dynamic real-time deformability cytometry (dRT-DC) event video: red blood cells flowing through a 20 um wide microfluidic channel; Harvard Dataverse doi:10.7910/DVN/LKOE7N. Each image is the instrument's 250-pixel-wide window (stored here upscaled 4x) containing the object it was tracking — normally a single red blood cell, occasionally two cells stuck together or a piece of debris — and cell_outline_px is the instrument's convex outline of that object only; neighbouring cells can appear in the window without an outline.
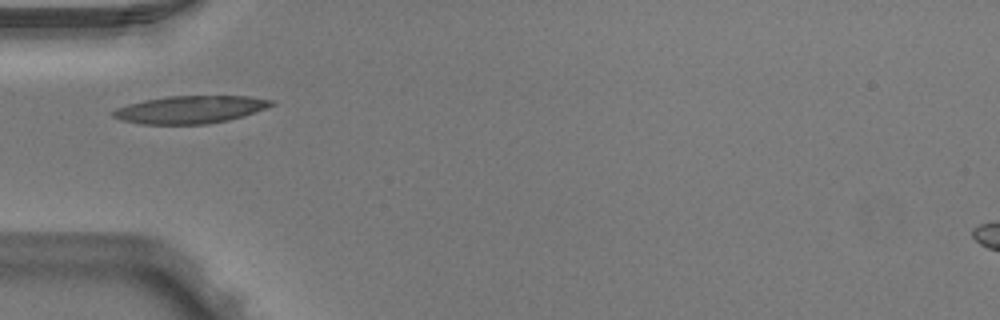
{"species": "Egyptian fruit bat (a non-hibernating species)", "species_latin": "Rousettus aegyptiacus", "temperature_condition": "warm", "stored_images_in_passage": 4, "camera_frame_rate_fps": 3000, "um_per_image_px": 0.085, "animal": {"sex": "male"}, "frame": {"image": 1, "passage_image": 3, "time_ms": 0.667, "image_size_px": [1000, 320], "cell_outline_px": [[276, 104], [244, 116], [228, 120], [208, 124], [140, 124], [120, 120], [112, 116], [112, 112], [116, 108], [128, 104], [144, 100], [168, 96], [248, 96], [276, 100]], "centroid_in_image_um": [16.19, 9.31], "position_along_channel_um": 68.8, "area_um2": 25.61}}
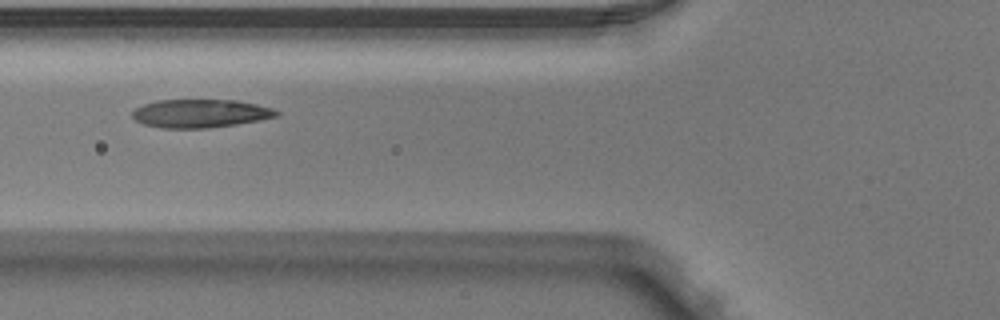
{"frame": {"image": 2, "passage_image": 4, "time_ms": 1.0, "image_size_px": [1000, 320], "cell_outline_px": [[280, 116], [260, 120], [236, 124], [208, 128], [160, 128], [144, 124], [136, 120], [132, 116], [132, 112], [136, 108], [144, 104], [160, 100], [236, 100], [256, 104], [272, 108], [280, 112]], "centroid_in_image_um": [17.06, 9.64], "position_along_channel_um": 108.7, "area_um2": 23.76}}